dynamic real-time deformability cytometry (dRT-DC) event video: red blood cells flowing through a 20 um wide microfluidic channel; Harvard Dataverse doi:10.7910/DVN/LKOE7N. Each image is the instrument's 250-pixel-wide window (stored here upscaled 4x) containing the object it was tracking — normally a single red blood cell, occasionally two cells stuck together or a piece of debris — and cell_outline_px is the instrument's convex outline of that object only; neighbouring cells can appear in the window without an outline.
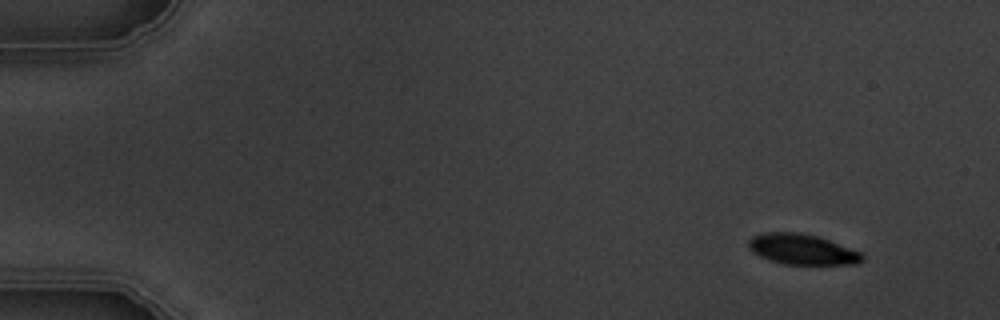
{"species": "common noctule bat (a hibernating species)", "species_latin": "Nyctalus noctula", "temperature_condition": "warm", "stored_images_in_passage": 9, "camera_frame_rate_fps": 3000, "um_per_image_px": 0.085, "animal": {"sex": "male", "body_mass_g": 19.5, "forearm_length_mm": 54.6}, "frame": {"image": 1, "passage_image": 1, "time_ms": 0.0, "image_size_px": [1000, 320], "cell_outline_px": [[864, 260], [856, 264], [784, 264], [760, 256], [752, 252], [748, 244], [748, 240], [752, 236], [764, 232], [800, 232], [816, 236], [828, 240], [860, 252], [864, 256]], "centroid_in_image_um": [68.16, 21.19], "position_along_channel_um": 16.8, "area_um2": 20.0}}
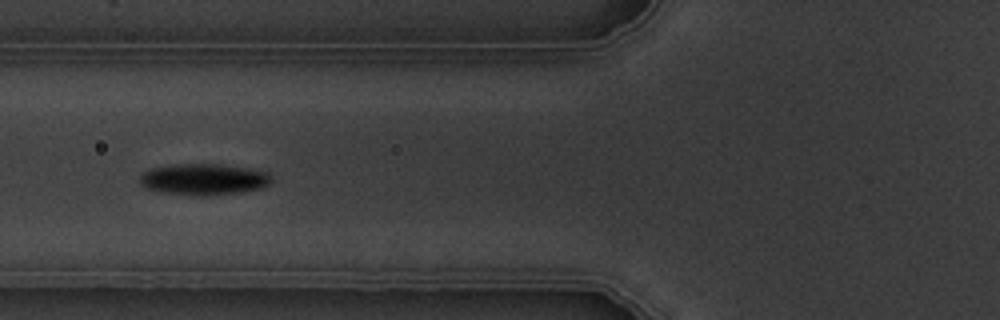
{"frame": {"image": 2, "passage_image": 6, "time_ms": 5.667, "image_size_px": [1000, 320], "cell_outline_px": [[272, 180], [268, 184], [260, 188], [244, 192], [204, 196], [192, 196], [160, 192], [148, 188], [140, 184], [140, 176], [144, 172], [152, 168], [176, 164], [220, 164], [248, 168], [268, 172], [272, 176]], "centroid_in_image_um": [17.34, 15.25], "position_along_channel_um": 108.5, "area_um2": 24.16}}